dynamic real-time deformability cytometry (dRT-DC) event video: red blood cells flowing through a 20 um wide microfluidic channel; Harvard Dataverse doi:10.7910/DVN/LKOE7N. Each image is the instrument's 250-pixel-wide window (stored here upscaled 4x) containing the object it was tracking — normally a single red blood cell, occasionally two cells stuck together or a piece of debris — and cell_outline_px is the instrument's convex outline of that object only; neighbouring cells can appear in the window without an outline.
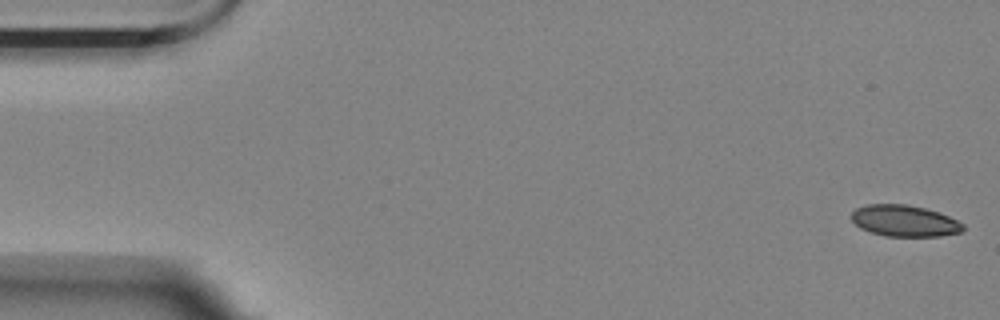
{"species": "Egyptian fruit bat (a non-hibernating species)", "species_latin": "Rousettus aegyptiacus", "temperature_condition": "room temperature", "stored_images_in_passage": 57, "segment_of_instrument_passage": [1, 2], "camera_frame_rate_fps": 3000, "um_per_image_px": 0.085, "animal": {"sex": "female"}, "frame": {"image": 1, "passage_image": 1, "time_ms": 0.0, "image_size_px": [1000, 320], "cell_outline_px": [[964, 228], [960, 232], [940, 236], [884, 236], [860, 228], [852, 220], [852, 212], [856, 208], [868, 204], [908, 204], [940, 212], [964, 224]], "centroid_in_image_um": [76.88, 18.76], "position_along_channel_um": 8.1, "area_um2": 20.35}}
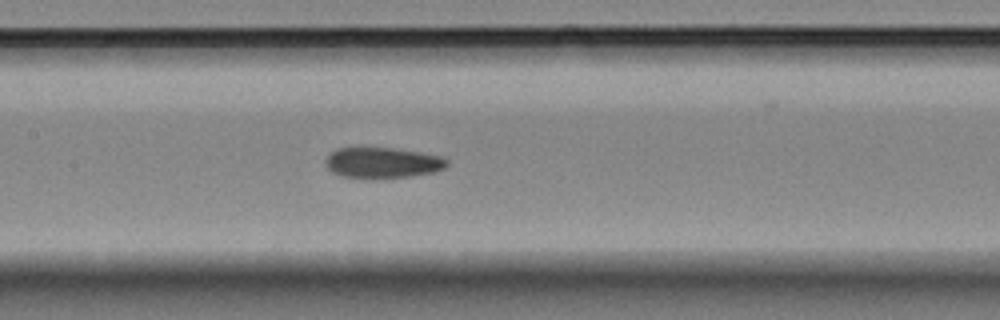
{"frame": {"image": 2, "passage_image": 26, "time_ms": 8.333, "image_size_px": [1000, 320], "cell_outline_px": [[448, 164], [444, 168], [432, 172], [412, 176], [340, 176], [332, 172], [324, 164], [324, 160], [336, 148], [392, 148], [420, 152], [440, 156], [448, 160]], "centroid_in_image_um": [32.5, 13.8], "position_along_channel_um": 174.9, "area_um2": 21.04}}
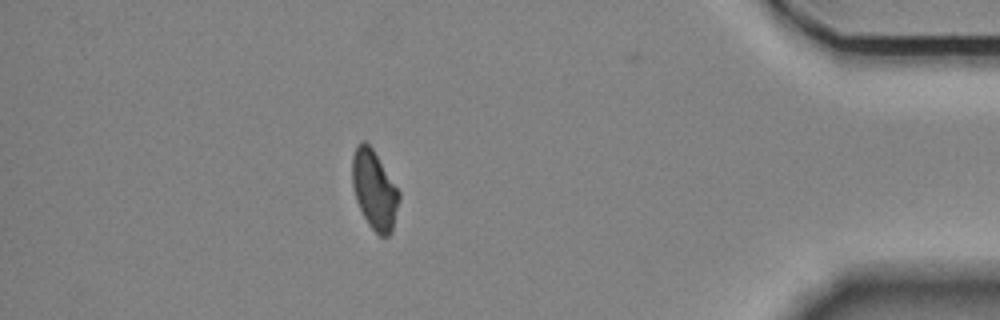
{"frame": {"image": 3, "passage_image": 49, "time_ms": 16.0, "image_size_px": [1000, 320], "cell_outline_px": [[400, 200], [392, 232], [388, 236], [380, 236], [368, 224], [356, 200], [352, 184], [352, 156], [356, 144], [364, 140], [372, 148], [400, 192]], "centroid_in_image_um": [31.82, 16.14], "position_along_channel_um": 403.4, "area_um2": 21.5}}